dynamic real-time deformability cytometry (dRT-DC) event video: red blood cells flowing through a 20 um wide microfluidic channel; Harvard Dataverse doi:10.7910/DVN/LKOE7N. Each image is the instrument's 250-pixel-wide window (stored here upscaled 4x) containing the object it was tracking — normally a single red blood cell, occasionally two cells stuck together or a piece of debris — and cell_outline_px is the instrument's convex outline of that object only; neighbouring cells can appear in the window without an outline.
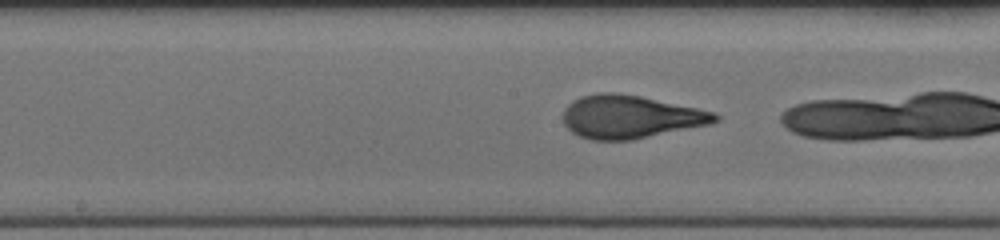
{"species": "human", "species_latin": "Homo sapiens", "temperature_condition": "cold", "stored_images_in_passage": 24, "camera_frame_rate_fps": 3000, "um_per_image_px": 0.085, "donor": {"sex": "female"}, "frame": {"image": 1, "passage_image": 23, "time_ms": 7.333, "image_size_px": [1000, 240], "cell_outline_px": [[720, 120], [712, 124], [632, 140], [592, 140], [580, 136], [572, 132], [564, 124], [564, 108], [568, 104], [580, 96], [600, 92], [616, 92], [640, 96], [716, 112], [720, 116]], "centroid_in_image_um": [53.6, 9.93], "position_along_channel_um": 194.6, "area_um2": 38.26}}